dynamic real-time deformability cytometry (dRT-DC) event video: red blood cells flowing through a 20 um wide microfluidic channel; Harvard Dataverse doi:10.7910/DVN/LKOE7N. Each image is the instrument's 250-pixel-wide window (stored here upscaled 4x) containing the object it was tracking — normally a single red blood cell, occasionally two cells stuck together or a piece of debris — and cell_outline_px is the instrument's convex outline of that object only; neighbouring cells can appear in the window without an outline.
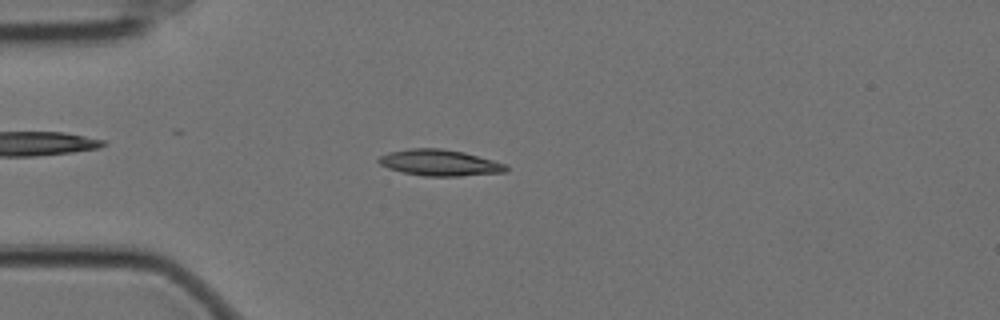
{"species": "Egyptian fruit bat (a non-hibernating species)", "species_latin": "Rousettus aegyptiacus", "temperature_condition": "cold", "stored_images_in_passage": 57, "camera_frame_rate_fps": 3000, "um_per_image_px": 0.085, "animal": {"sex": "female"}, "frame": {"image": 1, "passage_image": 15, "time_ms": 4.667, "image_size_px": [1000, 320], "cell_outline_px": [[508, 172], [460, 176], [424, 176], [404, 172], [388, 168], [380, 164], [376, 160], [380, 156], [388, 152], [408, 148], [440, 148], [464, 152], [492, 160], [504, 164], [508, 168]], "centroid_in_image_um": [37.35, 13.83], "position_along_channel_um": 47.6, "area_um2": 19.42}}
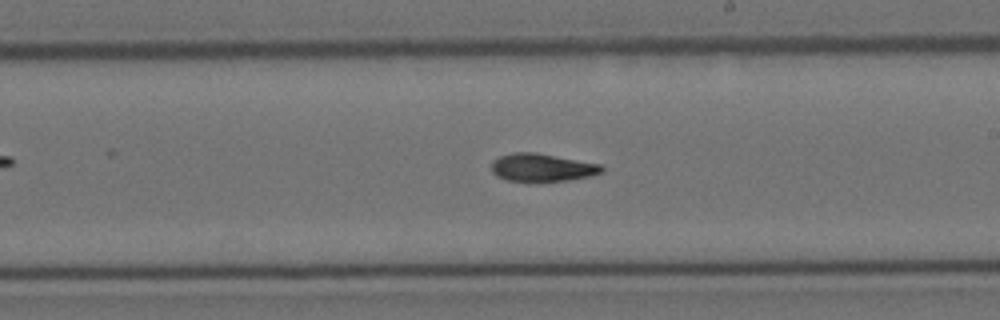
{"frame": {"image": 2, "passage_image": 33, "time_ms": 10.667, "image_size_px": [1000, 320], "cell_outline_px": [[604, 172], [592, 176], [568, 180], [536, 184], [528, 184], [508, 180], [496, 176], [492, 172], [492, 160], [500, 156], [512, 152], [536, 152], [600, 164], [604, 168]], "centroid_in_image_um": [46.06, 14.28], "position_along_channel_um": 242.9, "area_um2": 18.73}}
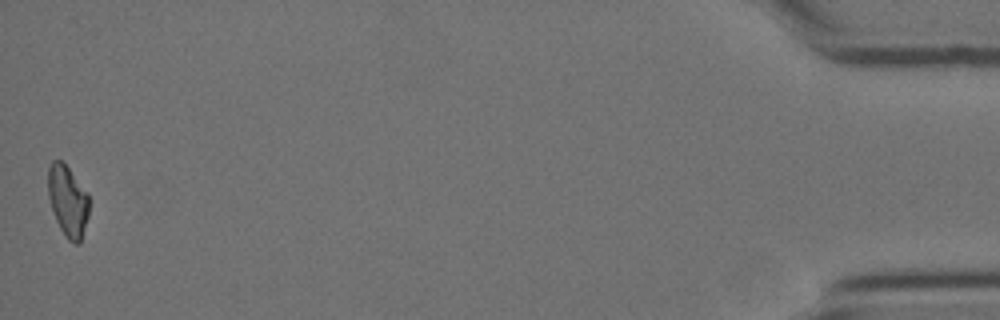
{"frame": {"image": 3, "passage_image": 57, "time_ms": 18.667, "image_size_px": [1000, 320], "cell_outline_px": [[88, 216], [80, 244], [76, 244], [68, 240], [60, 228], [56, 220], [48, 196], [48, 168], [52, 160], [60, 160], [68, 168], [88, 192]], "centroid_in_image_um": [5.76, 17.09], "position_along_channel_um": 429.4, "area_um2": 16.88}, "authors_computed_cell_mechanics": {"area_um2": 17.8024, "velocity_mm_per_s": 3.4987, "shape_relaxation_time_tau1_ms": 7.7424, "shape_relaxation_time_tau2_ms": 6.5296, "deformation_change_tau1": 0.1931, "deformation_change_tau2": 0.1161}}